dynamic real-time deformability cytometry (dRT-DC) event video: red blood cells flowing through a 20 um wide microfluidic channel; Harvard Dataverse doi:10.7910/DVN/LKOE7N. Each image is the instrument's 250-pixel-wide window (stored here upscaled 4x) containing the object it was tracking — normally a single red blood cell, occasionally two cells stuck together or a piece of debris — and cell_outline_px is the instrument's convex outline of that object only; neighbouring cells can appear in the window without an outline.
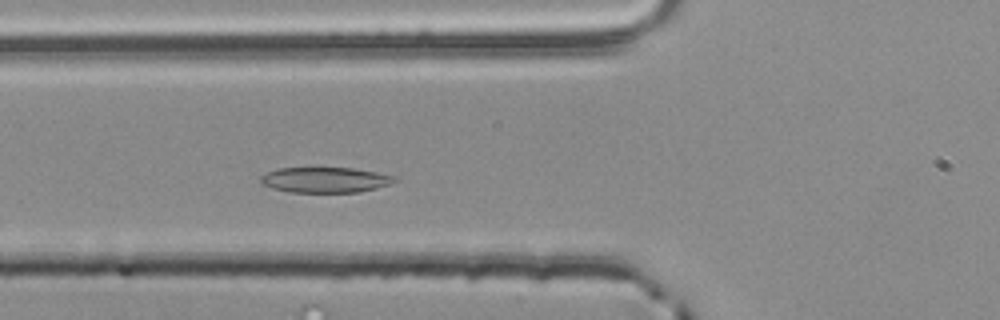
{"species": "common noctule bat (a hibernating species)", "species_latin": "Nyctalus noctula", "temperature_condition": "room temperature", "stored_images_in_passage": 47, "camera_frame_rate_fps": 3000, "um_per_image_px": 0.085, "animal": {"sex": "male", "body_mass_g": 20.4}, "frame": {"image": 1, "passage_image": 13, "time_ms": 4.0, "image_size_px": [1000, 320], "cell_outline_px": [[400, 180], [376, 188], [360, 192], [288, 192], [272, 188], [260, 184], [260, 176], [276, 168], [316, 164], [352, 168], [376, 172], [396, 176]], "centroid_in_image_um": [27.58, 15.23], "position_along_channel_um": 98.2, "area_um2": 21.04}}
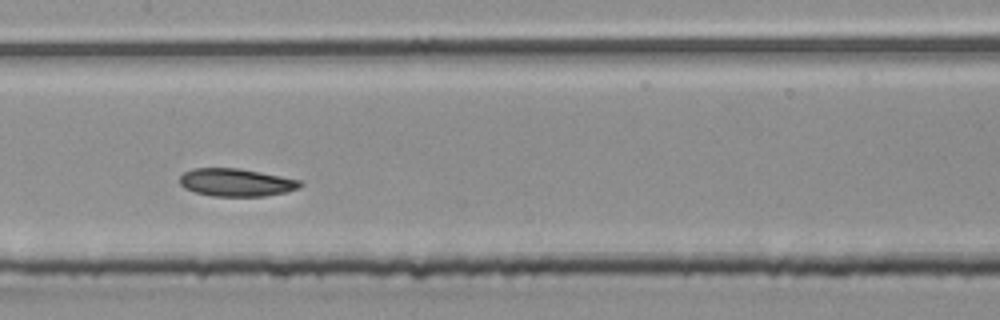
{"frame": {"image": 2, "passage_image": 20, "time_ms": 6.333, "image_size_px": [1000, 320], "cell_outline_px": [[304, 184], [300, 188], [288, 192], [264, 196], [212, 196], [196, 192], [184, 188], [180, 184], [180, 176], [184, 172], [192, 168], [240, 168], [300, 180]], "centroid_in_image_um": [20.09, 15.51], "position_along_channel_um": 187.3, "area_um2": 19.59}}
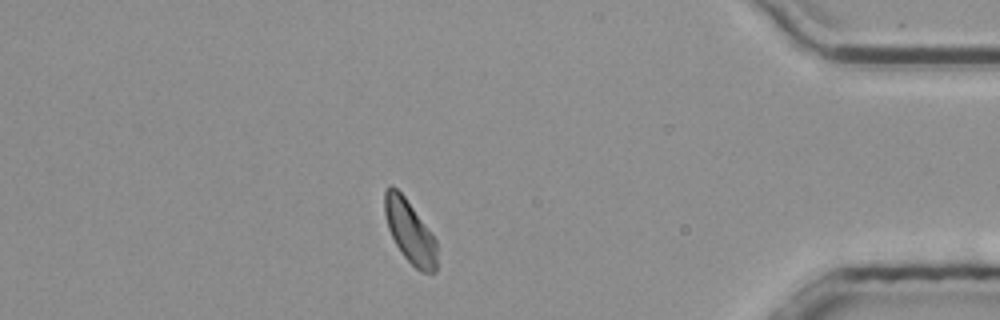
{"frame": {"image": 3, "passage_image": 40, "time_ms": 13.0, "image_size_px": [1000, 320], "cell_outline_px": [[436, 272], [420, 272], [400, 252], [388, 228], [384, 212], [384, 192], [388, 184], [392, 184], [404, 196], [436, 240]], "centroid_in_image_um": [34.8, 19.66], "position_along_channel_um": 400.4, "area_um2": 18.84}, "authors_computed_cell_mechanics": {"area_um2": 19.5942, "velocity_mm_per_s": 3.8044, "shape_relaxation_time_tau1_ms": 5.7287, "shape_relaxation_time_tau2_ms": 7.4268, "deformation_change_tau1": 0.1243, "deformation_change_tau2": 0.1376}}